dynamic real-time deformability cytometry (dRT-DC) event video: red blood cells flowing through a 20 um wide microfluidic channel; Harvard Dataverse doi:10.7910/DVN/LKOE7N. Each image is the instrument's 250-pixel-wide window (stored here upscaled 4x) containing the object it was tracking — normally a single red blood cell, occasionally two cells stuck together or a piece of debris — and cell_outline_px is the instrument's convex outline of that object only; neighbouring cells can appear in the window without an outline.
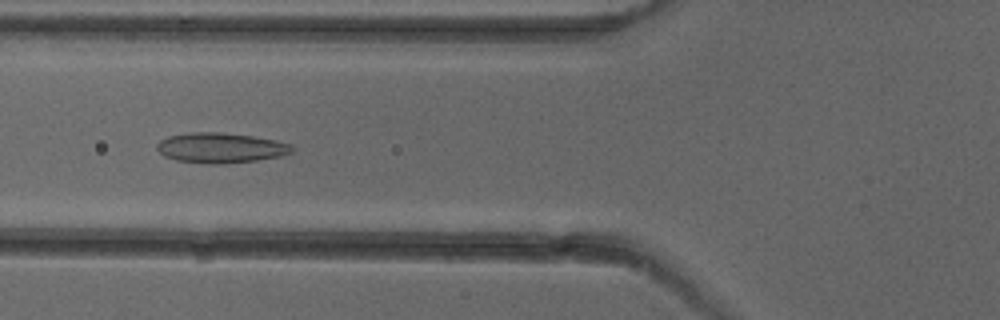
{"species": "common noctule bat (a hibernating species)", "species_latin": "Nyctalus noctula", "temperature_condition": "cold", "stored_images_in_passage": 5, "camera_frame_rate_fps": 3000, "um_per_image_px": 0.085, "animal": {"sex": "female"}, "frame": {"image": 1, "passage_image": 4, "time_ms": 3.333, "image_size_px": [1000, 320], "cell_outline_px": [[296, 148], [292, 152], [280, 156], [256, 160], [224, 164], [208, 164], [176, 160], [164, 156], [156, 148], [156, 144], [160, 140], [168, 136], [188, 132], [220, 132], [252, 136], [276, 140], [292, 144]], "centroid_in_image_um": [18.76, 12.56], "position_along_channel_um": 107.0, "area_um2": 23.93}}
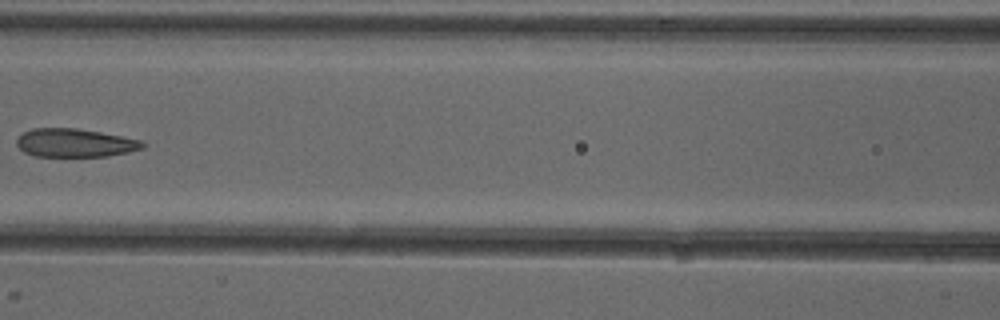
{"frame": {"image": 2, "passage_image": 5, "time_ms": 4.667, "image_size_px": [1000, 320], "cell_outline_px": [[148, 144], [144, 148], [128, 152], [108, 156], [36, 156], [24, 152], [16, 144], [16, 140], [24, 132], [32, 128], [76, 128], [100, 132], [140, 140]], "centroid_in_image_um": [6.38, 12.14], "position_along_channel_um": 160.2, "area_um2": 20.75}}